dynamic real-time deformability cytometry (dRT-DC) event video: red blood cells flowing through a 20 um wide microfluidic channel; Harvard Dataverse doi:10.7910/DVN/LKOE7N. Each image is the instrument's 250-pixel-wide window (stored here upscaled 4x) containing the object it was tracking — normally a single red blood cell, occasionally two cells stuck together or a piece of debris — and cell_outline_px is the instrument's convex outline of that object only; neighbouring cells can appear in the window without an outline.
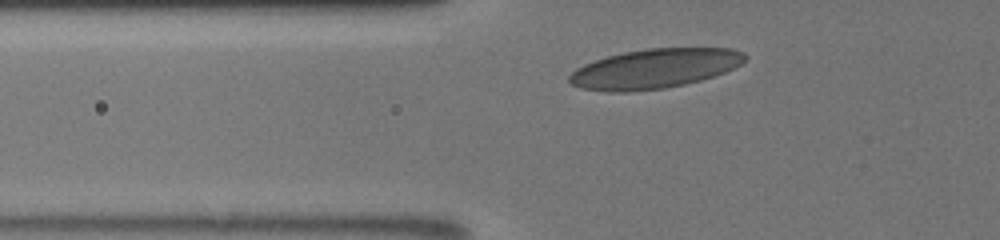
{"species": "human", "species_latin": "Homo sapiens", "temperature_condition": "room temperature", "stored_images_in_passage": 5, "camera_frame_rate_fps": 3000, "um_per_image_px": 0.085, "donor": {"sex": "male"}, "frame": {"image": 1, "passage_image": 5, "time_ms": 1.333, "image_size_px": [1000, 240], "cell_outline_px": [[748, 56], [740, 64], [724, 72], [700, 80], [684, 84], [664, 88], [628, 92], [612, 92], [580, 88], [572, 84], [568, 80], [568, 76], [576, 68], [584, 64], [608, 56], [624, 52], [648, 48], [732, 48], [744, 52]], "centroid_in_image_um": [55.63, 5.83], "position_along_channel_um": 70.2, "area_um2": 40.29}}